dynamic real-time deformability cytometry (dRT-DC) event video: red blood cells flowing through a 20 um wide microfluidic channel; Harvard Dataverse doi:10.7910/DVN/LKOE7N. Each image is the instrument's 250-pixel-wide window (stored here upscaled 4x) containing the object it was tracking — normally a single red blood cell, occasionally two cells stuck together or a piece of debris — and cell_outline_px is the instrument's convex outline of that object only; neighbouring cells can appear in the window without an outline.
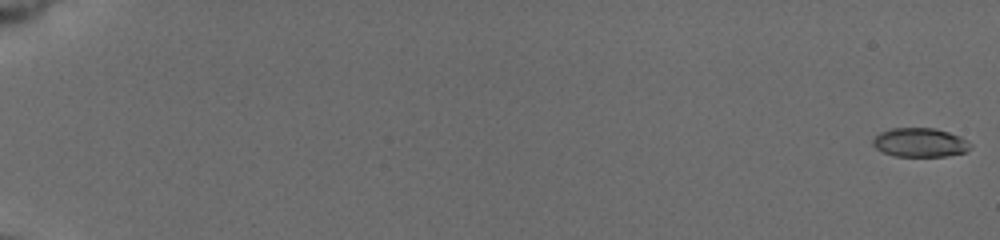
{"species": "common noctule bat (a hibernating species)", "species_latin": "Nyctalus noctula", "temperature_condition": "cold", "stored_images_in_passage": 39, "camera_frame_rate_fps": 3000, "um_per_image_px": 0.085, "animal": {"sex": "female", "body_mass_g": 19.5, "forearm_length_mm": 54.1}, "frame": {"image": 1, "passage_image": 1, "time_ms": 0.0, "image_size_px": [1000, 240], "cell_outline_px": [[972, 148], [964, 152], [944, 156], [896, 156], [884, 152], [876, 148], [872, 144], [872, 140], [880, 132], [892, 128], [936, 128], [960, 136], [968, 140], [972, 144]], "centroid_in_image_um": [78.22, 12.1], "position_along_channel_um": 6.8, "area_um2": 16.47}}
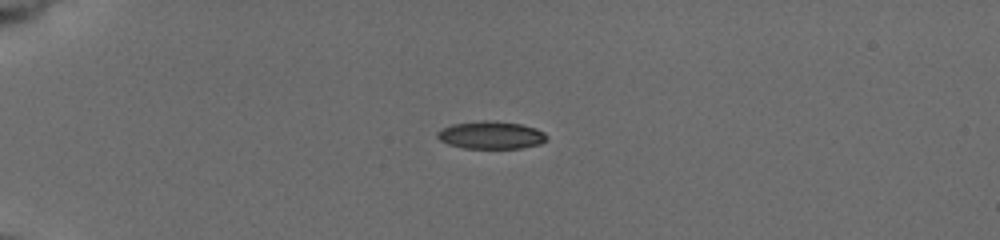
{"frame": {"image": 2, "passage_image": 21, "time_ms": 5.333, "image_size_px": [1000, 240], "cell_outline_px": [[548, 140], [540, 144], [520, 148], [464, 148], [448, 144], [440, 140], [436, 136], [436, 132], [452, 124], [480, 120], [488, 120], [520, 124], [536, 128], [544, 132], [548, 136]], "centroid_in_image_um": [41.75, 11.48], "position_along_channel_um": 43.2, "area_um2": 17.69}}
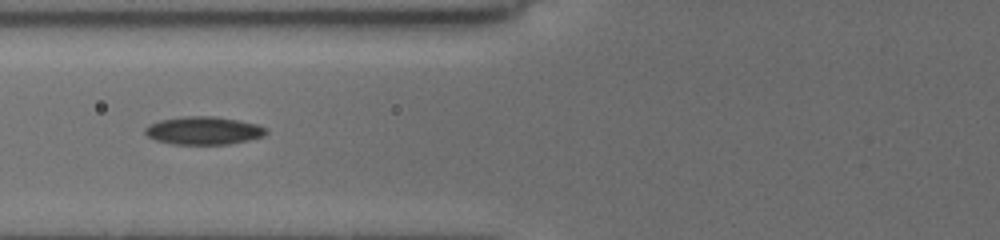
{"frame": {"image": 3, "passage_image": 38, "time_ms": 8.333, "image_size_px": [1000, 240], "cell_outline_px": [[268, 132], [264, 136], [248, 140], [228, 144], [172, 144], [156, 140], [148, 136], [144, 132], [144, 128], [148, 124], [160, 120], [180, 116], [212, 116], [236, 120], [256, 124], [268, 128]], "centroid_in_image_um": [17.28, 11.09], "position_along_channel_um": 108.5, "area_um2": 19.77}}